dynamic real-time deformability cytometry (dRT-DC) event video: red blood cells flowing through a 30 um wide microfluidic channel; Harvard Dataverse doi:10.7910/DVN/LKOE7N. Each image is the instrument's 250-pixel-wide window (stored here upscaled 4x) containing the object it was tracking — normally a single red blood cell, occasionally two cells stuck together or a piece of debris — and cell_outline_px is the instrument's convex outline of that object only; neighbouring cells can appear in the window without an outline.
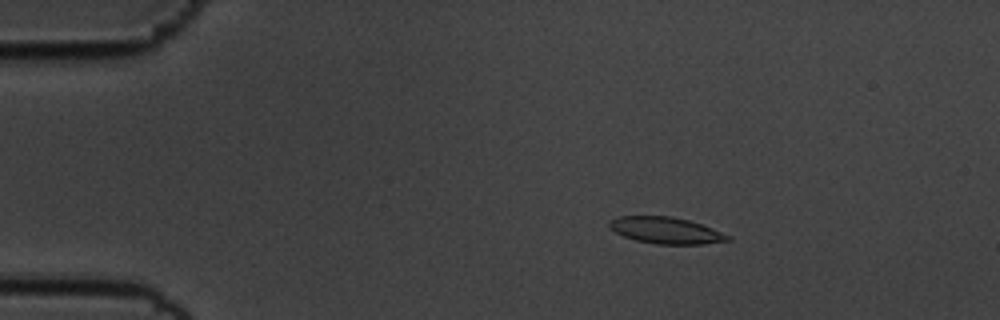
{"species": "common noctule bat (a hibernating species)", "species_latin": "Nyctalus noctula", "temperature_condition": "cold", "stored_images_in_passage": 48, "camera_frame_rate_fps": 3000, "um_per_image_px": 0.085, "animal": {"sex": "male", "body_mass_g": 19.5, "forearm_length_mm": 54.6}, "frame": {"image": 1, "passage_image": 1, "time_ms": 0.0, "image_size_px": [1000, 320], "cell_outline_px": [[732, 240], [704, 244], [656, 244], [636, 240], [624, 236], [608, 228], [608, 220], [616, 216], [672, 216], [688, 220], [712, 228], [732, 236]], "centroid_in_image_um": [56.59, 19.58], "position_along_channel_um": 28.4, "area_um2": 18.44}}
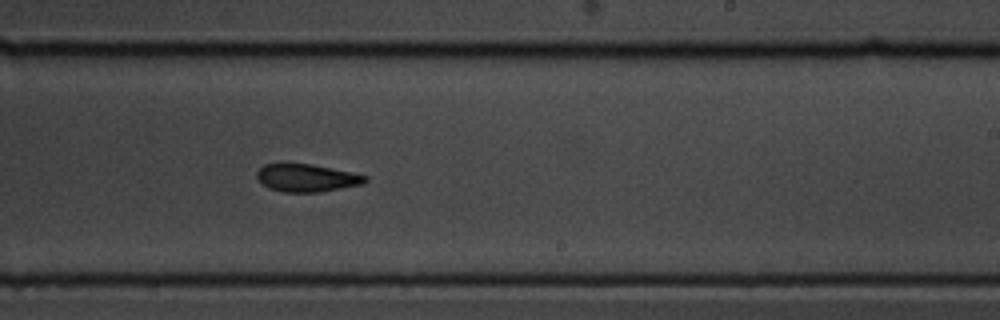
{"frame": {"image": 2, "passage_image": 26, "time_ms": 8.333, "image_size_px": [1000, 320], "cell_outline_px": [[368, 180], [364, 184], [320, 192], [284, 192], [268, 188], [256, 176], [256, 172], [264, 164], [280, 160], [312, 164], [352, 172], [368, 176]], "centroid_in_image_um": [26.04, 15.07], "position_along_channel_um": 263.0, "area_um2": 18.15}}
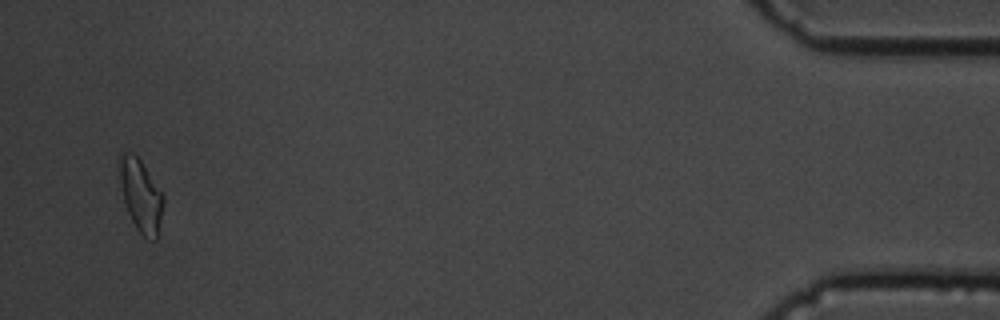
{"frame": {"image": 3, "passage_image": 46, "time_ms": 15.0, "image_size_px": [1000, 320], "cell_outline_px": [[164, 200], [156, 240], [152, 240], [144, 236], [136, 228], [128, 212], [124, 200], [116, 160], [120, 152], [132, 152], [140, 160], [164, 196]], "centroid_in_image_um": [11.93, 16.55], "position_along_channel_um": 423.3, "area_um2": 18.32}, "authors_computed_cell_mechanics": {"area_um2": 18.2648, "velocity_mm_per_s": 3.5617, "shape_relaxation_time_tau1_ms": 7.3588, "shape_relaxation_time_tau2_ms": 6.8567, "deformation_change_tau1": 0.1976, "deformation_change_tau2": 0.1187}}